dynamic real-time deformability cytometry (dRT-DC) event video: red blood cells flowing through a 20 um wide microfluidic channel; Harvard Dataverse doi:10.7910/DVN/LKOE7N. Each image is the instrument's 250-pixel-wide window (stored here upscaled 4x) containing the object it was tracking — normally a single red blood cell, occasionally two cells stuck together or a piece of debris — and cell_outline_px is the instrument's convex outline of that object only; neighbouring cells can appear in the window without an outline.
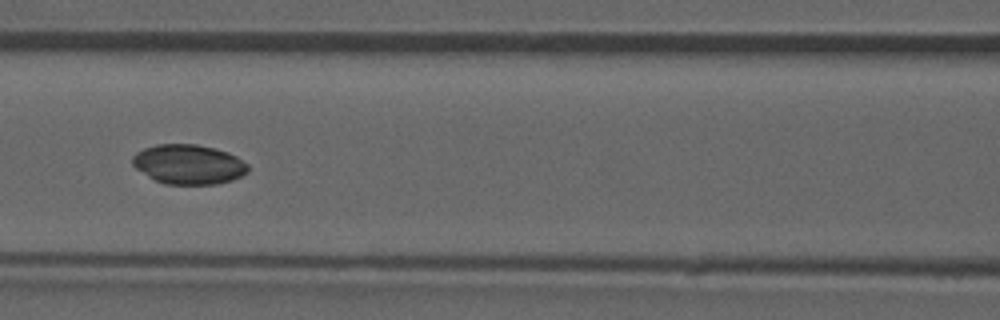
{"species": "common noctule bat (a hibernating species)", "species_latin": "Nyctalus noctula", "temperature_condition": "room temperature", "stored_images_in_passage": 52, "camera_frame_rate_fps": 3000, "um_per_image_px": 0.085, "animal": {"sex": "male", "forearm_length_mm": 52.5}, "frame": {"image": 1, "passage_image": 23, "time_ms": 7.333, "image_size_px": [1000, 320], "cell_outline_px": [[248, 172], [232, 180], [216, 184], [164, 184], [148, 176], [136, 168], [132, 164], [132, 156], [136, 152], [144, 148], [156, 144], [196, 144], [228, 152], [236, 156], [248, 164]], "centroid_in_image_um": [16.02, 13.96], "position_along_channel_um": 150.6, "area_um2": 26.65}}